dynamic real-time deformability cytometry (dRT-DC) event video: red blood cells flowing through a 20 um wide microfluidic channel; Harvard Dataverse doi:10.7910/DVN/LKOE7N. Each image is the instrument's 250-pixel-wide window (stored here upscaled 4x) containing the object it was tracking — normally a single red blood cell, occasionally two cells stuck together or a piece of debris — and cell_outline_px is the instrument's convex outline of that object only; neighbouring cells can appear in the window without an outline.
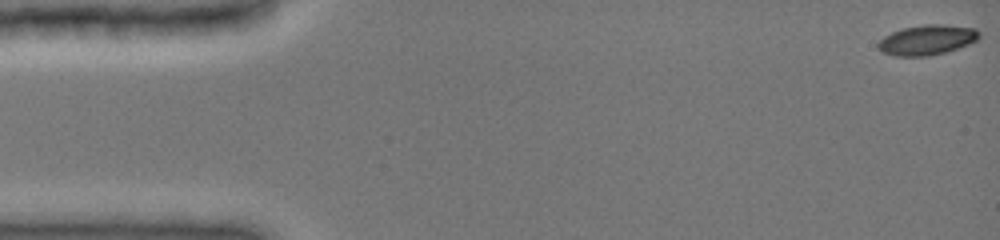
{"species": "common noctule bat (a hibernating species)", "species_latin": "Nyctalus noctula", "temperature_condition": "cold", "stored_images_in_passage": 48, "camera_frame_rate_fps": 3000, "um_per_image_px": 0.085, "animal": {"sex": "female", "body_mass_g": 19.0, "forearm_length_mm": 51.5}, "frame": {"image": 1, "passage_image": 1, "time_ms": 0.0, "image_size_px": [1000, 240], "cell_outline_px": [[980, 36], [976, 40], [968, 44], [944, 52], [928, 56], [896, 56], [884, 52], [876, 44], [884, 36], [892, 32], [904, 28], [924, 24], [944, 24], [976, 28], [980, 32]], "centroid_in_image_um": [78.81, 3.38], "position_along_channel_um": 6.2, "area_um2": 17.51}}
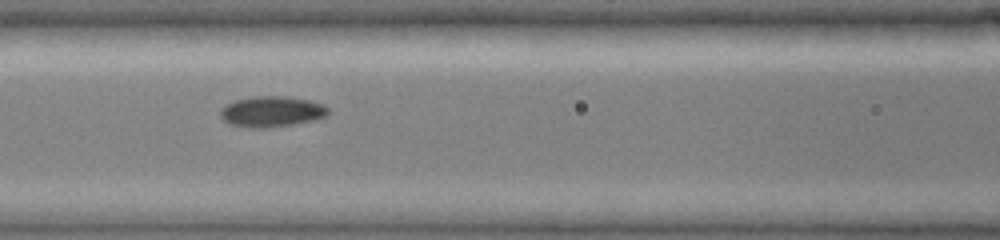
{"frame": {"image": 2, "passage_image": 21, "time_ms": 6.667, "image_size_px": [1000, 240], "cell_outline_px": [[328, 112], [324, 116], [316, 120], [268, 128], [248, 128], [228, 124], [220, 116], [220, 112], [228, 104], [236, 100], [252, 96], [288, 96], [308, 100], [320, 104], [328, 108]], "centroid_in_image_um": [23.07, 9.49], "position_along_channel_um": 143.5, "area_um2": 19.19}}
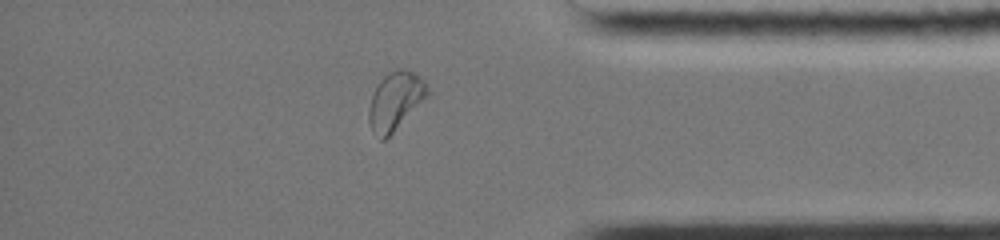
{"frame": {"image": 3, "passage_image": 41, "time_ms": 13.333, "image_size_px": [1000, 240], "cell_outline_px": [[432, 96], [384, 140], [380, 140], [372, 132], [368, 120], [368, 108], [372, 96], [380, 80], [388, 72], [400, 68], [404, 68], [412, 72], [424, 80], [428, 84], [432, 92]], "centroid_in_image_um": [33.67, 8.59], "position_along_channel_um": 401.5, "area_um2": 20.46}, "authors_computed_cell_mechanics": {"area_um2": 18.8428, "velocity_mm_per_s": 3.9932, "shape_relaxation_time_tau1_ms": 3.4039, "shape_relaxation_time_tau2_ms": null, "deformation_change_tau1": 0.102, "deformation_change_tau2": null}}